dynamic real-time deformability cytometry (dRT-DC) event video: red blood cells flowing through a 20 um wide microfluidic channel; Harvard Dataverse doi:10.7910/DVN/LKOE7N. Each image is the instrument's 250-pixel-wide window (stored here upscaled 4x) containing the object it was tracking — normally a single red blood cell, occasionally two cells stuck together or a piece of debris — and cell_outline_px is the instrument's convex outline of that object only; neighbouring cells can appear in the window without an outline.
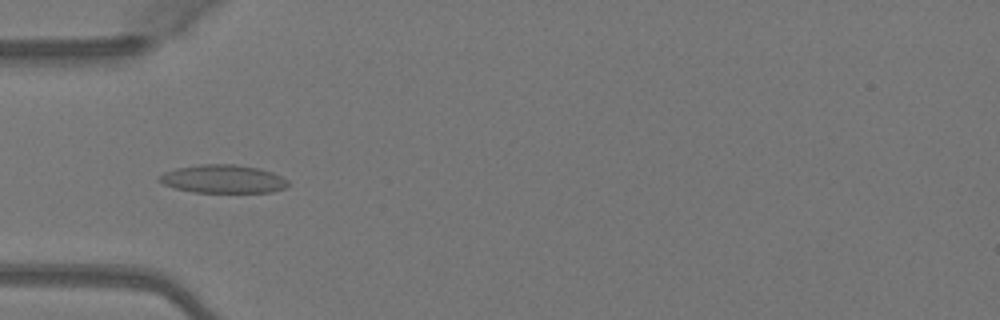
{"species": "Egyptian fruit bat (a non-hibernating species)", "species_latin": "Rousettus aegyptiacus", "temperature_condition": "warm", "stored_images_in_passage": 35, "camera_frame_rate_fps": 3000, "um_per_image_px": 0.085, "animal": {"sex": "female"}, "frame": {"image": 1, "passage_image": 8, "time_ms": 2.333, "image_size_px": [1000, 320], "cell_outline_px": [[288, 184], [284, 188], [272, 192], [192, 192], [176, 188], [164, 184], [156, 180], [156, 176], [164, 172], [176, 168], [200, 164], [236, 164], [260, 168], [272, 172], [288, 180]], "centroid_in_image_um": [18.92, 15.2], "position_along_channel_um": 66.1, "area_um2": 21.33}}
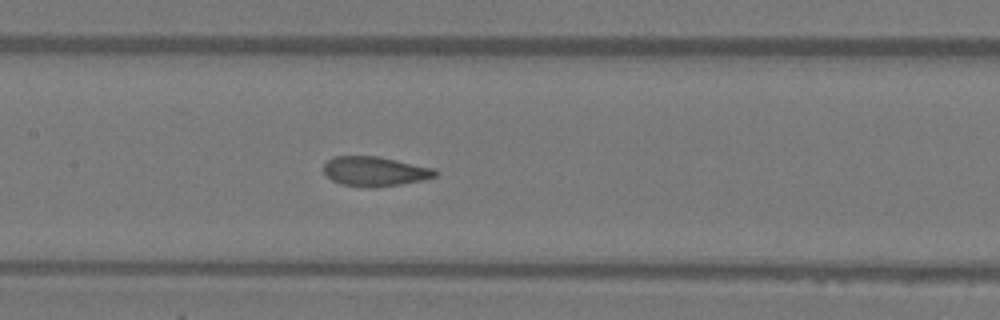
{"frame": {"image": 2, "passage_image": 16, "time_ms": 5.0, "image_size_px": [1000, 320], "cell_outline_px": [[440, 172], [436, 176], [424, 180], [376, 188], [372, 188], [340, 184], [332, 180], [324, 172], [324, 164], [328, 160], [336, 156], [376, 156], [436, 168]], "centroid_in_image_um": [31.91, 14.57], "position_along_channel_um": 175.5, "area_um2": 19.36}}
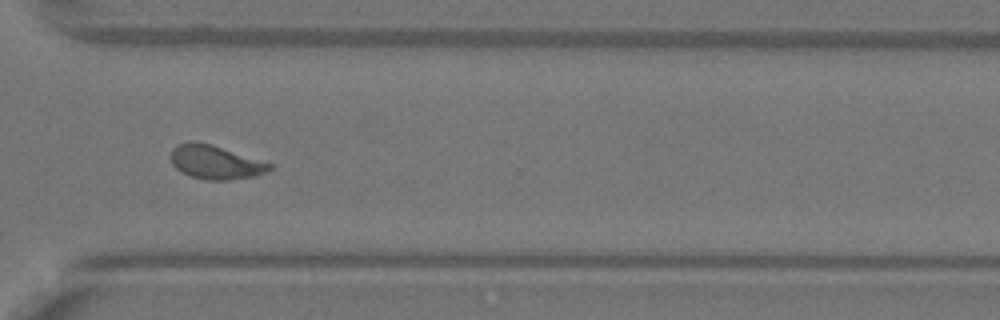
{"frame": {"image": 3, "passage_image": 29, "time_ms": 9.333, "image_size_px": [1000, 320], "cell_outline_px": [[272, 168], [268, 172], [252, 176], [228, 180], [208, 180], [192, 176], [176, 168], [172, 164], [172, 148], [176, 144], [188, 140], [196, 140], [212, 144], [272, 164]], "centroid_in_image_um": [18.29, 13.76], "position_along_channel_um": 352.3, "area_um2": 19.36}, "authors_computed_cell_mechanics": {"area_um2": 19.5942, "velocity_mm_per_s": 4.0918, "shape_relaxation_time_tau1_ms": 9.9148, "shape_relaxation_time_tau2_ms": 0.864, "deformation_change_tau1": 0.2294, "deformation_change_tau2": 0.0658}}